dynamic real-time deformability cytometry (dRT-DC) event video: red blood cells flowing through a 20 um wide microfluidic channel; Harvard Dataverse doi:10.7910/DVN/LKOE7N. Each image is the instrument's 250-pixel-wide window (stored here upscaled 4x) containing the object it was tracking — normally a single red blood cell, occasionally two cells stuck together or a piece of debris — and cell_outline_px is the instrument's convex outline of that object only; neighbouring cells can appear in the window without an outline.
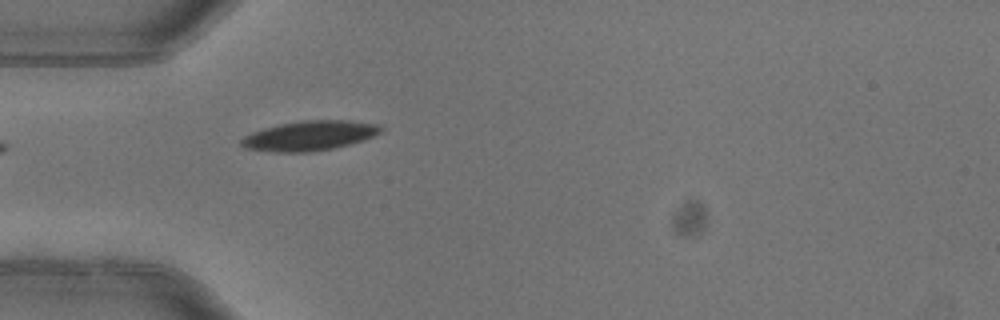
{"species": "common noctule bat (a hibernating species)", "species_latin": "Nyctalus noctula", "temperature_condition": "warm", "stored_images_in_passage": 5, "camera_frame_rate_fps": 3000, "um_per_image_px": 0.085, "animal": {"sex": "female"}, "frame": {"image": 1, "passage_image": 5, "time_ms": 1.333, "image_size_px": [1000, 320], "cell_outline_px": [[384, 128], [380, 132], [364, 140], [332, 148], [308, 152], [276, 152], [244, 148], [240, 144], [240, 140], [244, 136], [252, 132], [264, 128], [280, 124], [300, 120], [352, 120], [380, 124]], "centroid_in_image_um": [26.31, 11.52], "position_along_channel_um": 58.7, "area_um2": 24.22}}